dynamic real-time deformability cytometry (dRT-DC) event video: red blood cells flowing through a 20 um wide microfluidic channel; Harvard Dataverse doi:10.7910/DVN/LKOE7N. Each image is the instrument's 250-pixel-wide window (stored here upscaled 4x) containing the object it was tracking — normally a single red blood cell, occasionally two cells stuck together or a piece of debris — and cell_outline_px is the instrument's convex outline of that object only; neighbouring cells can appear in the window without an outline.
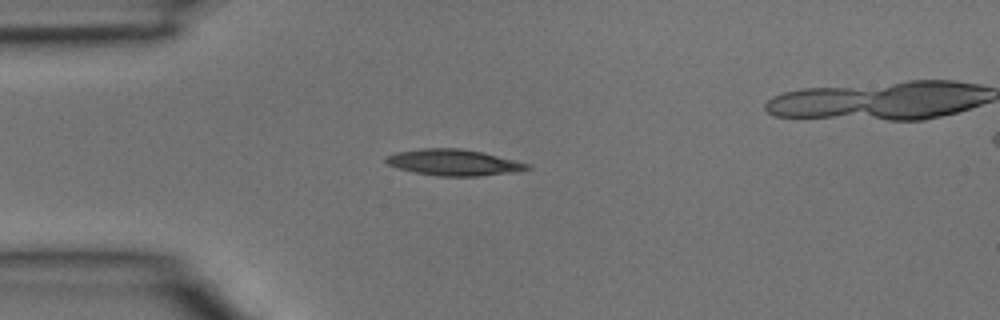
{"species": "common noctule bat (a hibernating species)", "species_latin": "Nyctalus noctula", "temperature_condition": "room temperature", "stored_images_in_passage": 2, "camera_frame_rate_fps": 3000, "um_per_image_px": 0.085, "animal": {"sex": "male", "body_mass_g": 15.6}, "frame": {"image": 1, "passage_image": 1, "time_ms": 0.0, "image_size_px": [1000, 320], "cell_outline_px": [[532, 168], [516, 172], [480, 176], [440, 176], [412, 172], [388, 164], [384, 160], [384, 156], [396, 152], [420, 148], [460, 148], [484, 152], [532, 164]], "centroid_in_image_um": [38.6, 13.8], "position_along_channel_um": 46.4, "area_um2": 21.85}}